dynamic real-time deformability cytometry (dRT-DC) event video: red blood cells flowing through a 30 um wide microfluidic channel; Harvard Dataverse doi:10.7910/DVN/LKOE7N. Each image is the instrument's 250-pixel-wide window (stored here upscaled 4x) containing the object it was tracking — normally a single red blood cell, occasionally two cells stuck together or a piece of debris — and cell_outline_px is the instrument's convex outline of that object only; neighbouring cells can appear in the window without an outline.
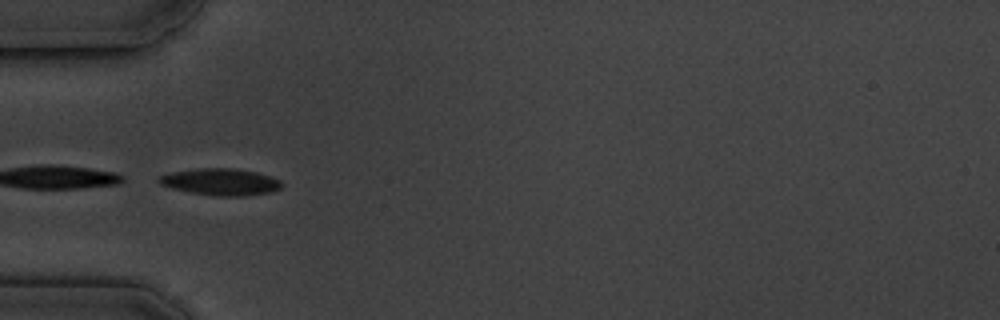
{"species": "common noctule bat (a hibernating species)", "species_latin": "Nyctalus noctula", "temperature_condition": "cold", "stored_images_in_passage": 6, "camera_frame_rate_fps": 3000, "um_per_image_px": 0.085, "animal": {"sex": "male", "body_mass_g": 19.5, "forearm_length_mm": 54.6}, "frame": {"image": 1, "passage_image": 5, "time_ms": 5.333, "image_size_px": [1000, 320], "cell_outline_px": [[280, 188], [272, 192], [244, 196], [216, 196], [188, 192], [172, 188], [160, 184], [156, 180], [156, 176], [172, 172], [200, 168], [232, 168], [256, 172], [280, 180]], "centroid_in_image_um": [18.69, 15.46], "position_along_channel_um": 66.3, "area_um2": 19.13}}